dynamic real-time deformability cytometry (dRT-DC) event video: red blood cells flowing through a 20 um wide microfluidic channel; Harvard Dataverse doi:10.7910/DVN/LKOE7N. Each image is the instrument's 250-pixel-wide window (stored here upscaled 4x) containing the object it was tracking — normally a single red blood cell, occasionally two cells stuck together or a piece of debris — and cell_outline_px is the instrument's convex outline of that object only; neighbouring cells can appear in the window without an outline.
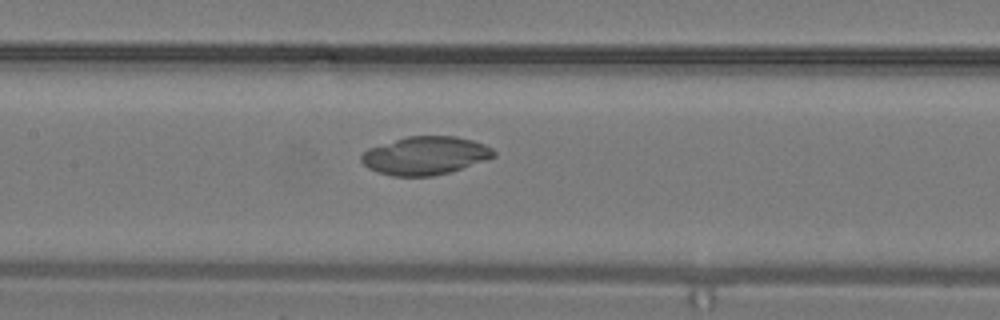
{"species": "common noctule bat (a hibernating species)", "species_latin": "Nyctalus noctula", "temperature_condition": "warm", "stored_images_in_passage": 14, "camera_frame_rate_fps": 3000, "um_per_image_px": 0.085, "animal": {"sex": "male", "body_mass_g": 19.2, "forearm_length_mm": 51.8}, "frame": {"image": 1, "passage_image": 10, "time_ms": 3.0, "image_size_px": [1000, 320], "cell_outline_px": [[496, 156], [452, 172], [432, 176], [392, 176], [368, 168], [360, 160], [360, 156], [368, 148], [408, 136], [456, 136], [472, 140], [484, 144], [492, 148], [496, 152]], "centroid_in_image_um": [36.16, 13.23], "position_along_channel_um": 171.2, "area_um2": 29.42}}
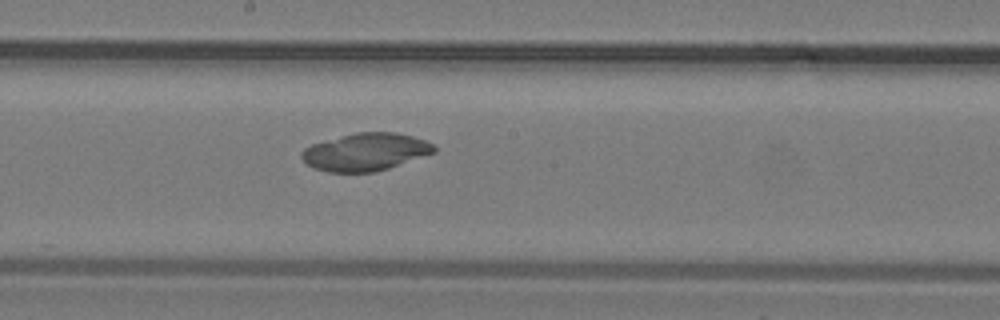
{"frame": {"image": 2, "passage_image": 12, "time_ms": 3.667, "image_size_px": [1000, 320], "cell_outline_px": [[436, 152], [376, 172], [328, 172], [316, 168], [308, 164], [300, 156], [300, 152], [304, 148], [312, 144], [356, 132], [396, 132], [412, 136], [424, 140], [432, 144], [436, 148]], "centroid_in_image_um": [31.07, 12.91], "position_along_channel_um": 217.1, "area_um2": 28.78}}
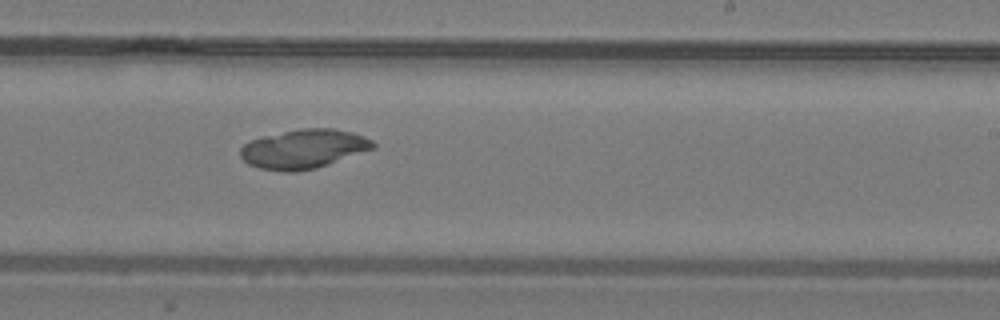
{"frame": {"image": 3, "passage_image": 14, "time_ms": 4.333, "image_size_px": [1000, 320], "cell_outline_px": [[376, 148], [316, 168], [296, 172], [284, 172], [260, 168], [248, 164], [240, 156], [240, 148], [248, 140], [264, 136], [300, 128], [332, 128], [352, 132], [364, 136], [372, 140], [376, 144]], "centroid_in_image_um": [25.81, 12.66], "position_along_channel_um": 263.2, "area_um2": 30.4}}